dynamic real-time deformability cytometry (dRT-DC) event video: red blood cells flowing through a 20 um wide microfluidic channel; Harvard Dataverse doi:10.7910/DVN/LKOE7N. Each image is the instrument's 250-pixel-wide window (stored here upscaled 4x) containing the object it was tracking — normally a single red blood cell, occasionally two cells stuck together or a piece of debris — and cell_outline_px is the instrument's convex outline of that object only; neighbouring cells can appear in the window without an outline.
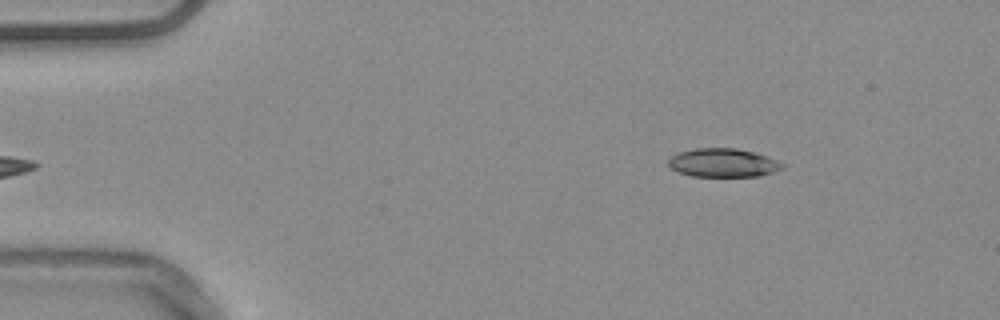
{"species": "common noctule bat (a hibernating species)", "species_latin": "Nyctalus noctula", "temperature_condition": "warm", "stored_images_in_passage": 49, "camera_frame_rate_fps": 3000, "um_per_image_px": 0.085, "animal": {"sex": "male", "body_mass_g": 20.4}, "frame": {"image": 1, "passage_image": 3, "time_ms": 0.667, "image_size_px": [1000, 320], "cell_outline_px": [[784, 168], [760, 176], [692, 176], [676, 172], [668, 164], [668, 160], [672, 156], [680, 152], [696, 148], [736, 148], [756, 152], [776, 160], [784, 164]], "centroid_in_image_um": [61.46, 13.83], "position_along_channel_um": 23.5, "area_um2": 18.96}}
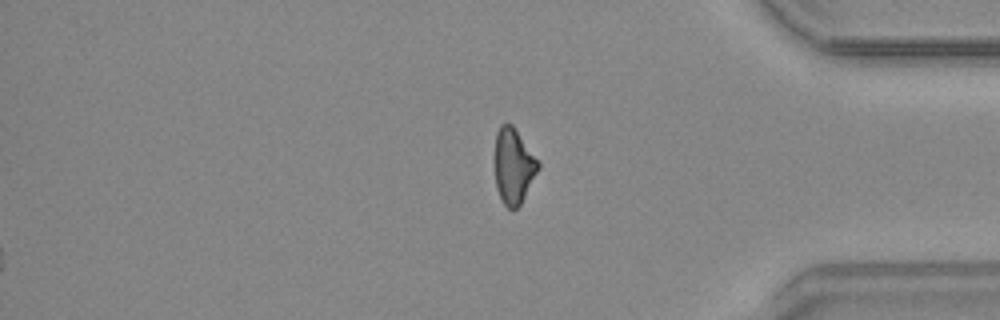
{"frame": {"image": 2, "passage_image": 40, "time_ms": 13.0, "image_size_px": [1000, 320], "cell_outline_px": [[540, 168], [520, 204], [516, 208], [508, 208], [504, 204], [496, 188], [496, 132], [500, 124], [512, 124], [540, 164]], "centroid_in_image_um": [43.65, 14.11], "position_along_channel_um": 391.5, "area_um2": 18.55}}
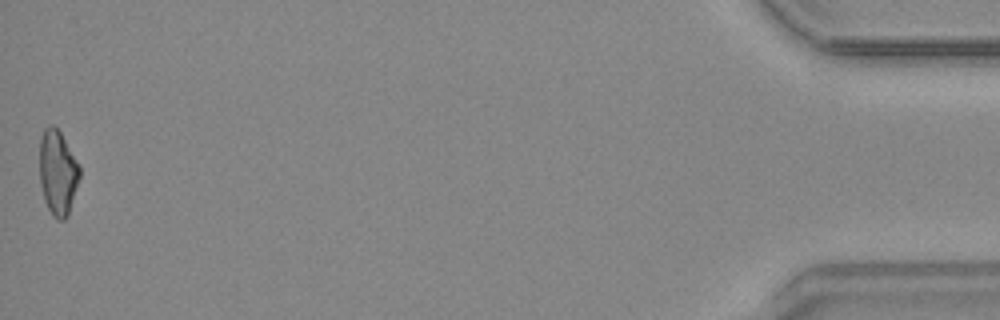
{"frame": {"image": 3, "passage_image": 49, "time_ms": 16.0, "image_size_px": [1000, 320], "cell_outline_px": [[80, 176], [68, 216], [64, 220], [56, 220], [52, 216], [44, 200], [40, 184], [40, 136], [44, 128], [48, 124], [52, 124], [60, 132], [80, 168]], "centroid_in_image_um": [4.89, 14.69], "position_along_channel_um": 430.3, "area_um2": 19.77}, "authors_computed_cell_mechanics": {"area_um2": 19.941, "velocity_mm_per_s": 3.7758, "shape_relaxation_time_tau1_ms": 6.0588, "shape_relaxation_time_tau2_ms": 6.6001, "deformation_change_tau1": 0.1802, "deformation_change_tau2": 0.1594}}